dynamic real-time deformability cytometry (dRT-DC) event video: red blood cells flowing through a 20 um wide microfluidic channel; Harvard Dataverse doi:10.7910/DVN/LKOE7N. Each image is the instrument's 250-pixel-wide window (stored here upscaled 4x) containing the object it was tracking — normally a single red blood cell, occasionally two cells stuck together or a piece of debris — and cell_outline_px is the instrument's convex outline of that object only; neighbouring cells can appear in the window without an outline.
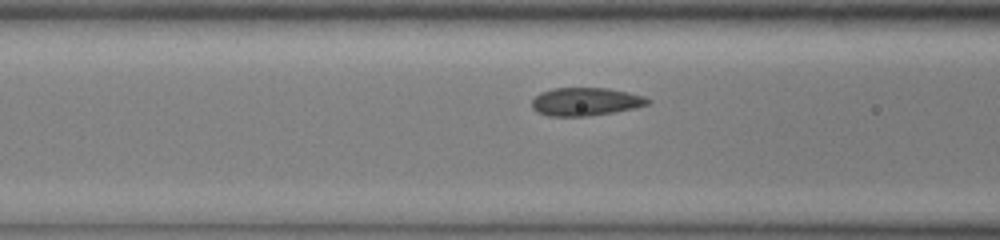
{"species": "common noctule bat (a hibernating species)", "species_latin": "Nyctalus noctula", "temperature_condition": "cold", "stored_images_in_passage": 13, "camera_frame_rate_fps": 3000, "um_per_image_px": 0.085, "animal": {"sex": "male", "body_mass_g": 13.0, "forearm_length_mm": 53.1}, "frame": {"image": 1, "passage_image": 11, "time_ms": 3.333, "image_size_px": [1000, 240], "cell_outline_px": [[652, 100], [648, 104], [632, 108], [612, 112], [588, 116], [548, 116], [536, 112], [532, 108], [532, 100], [540, 92], [552, 88], [608, 88], [628, 92], [644, 96]], "centroid_in_image_um": [49.74, 8.63], "position_along_channel_um": 116.9, "area_um2": 18.96}}